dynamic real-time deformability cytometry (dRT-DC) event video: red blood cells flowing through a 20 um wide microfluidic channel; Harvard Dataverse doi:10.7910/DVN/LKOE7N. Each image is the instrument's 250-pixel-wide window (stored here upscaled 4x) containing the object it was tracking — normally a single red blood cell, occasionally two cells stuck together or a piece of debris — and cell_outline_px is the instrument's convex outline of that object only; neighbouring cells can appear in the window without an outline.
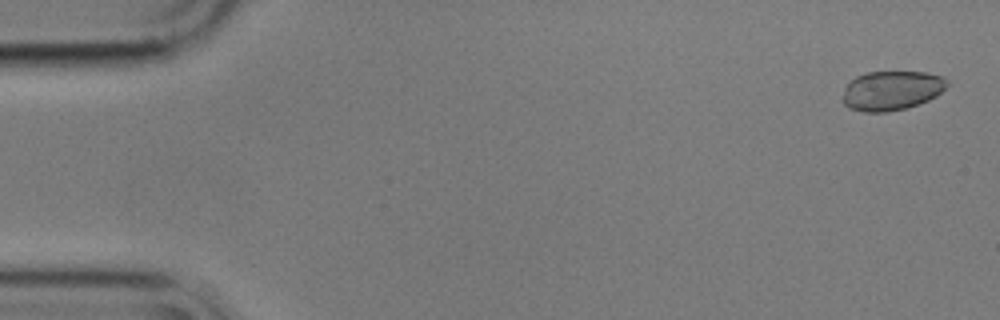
{"species": "common noctule bat (a hibernating species)", "species_latin": "Nyctalus noctula", "temperature_condition": "cold", "stored_images_in_passage": 56, "camera_frame_rate_fps": 3000, "um_per_image_px": 0.085, "animal": {"sex": "male", "body_mass_g": 17.9}, "frame": {"image": 1, "passage_image": 2, "time_ms": 0.333, "image_size_px": [1000, 320], "cell_outline_px": [[948, 84], [936, 96], [928, 100], [904, 108], [888, 112], [864, 112], [848, 108], [844, 104], [844, 88], [856, 76], [868, 72], [924, 72], [944, 76], [948, 80]], "centroid_in_image_um": [75.79, 7.69], "position_along_channel_um": 9.2, "area_um2": 23.81}}
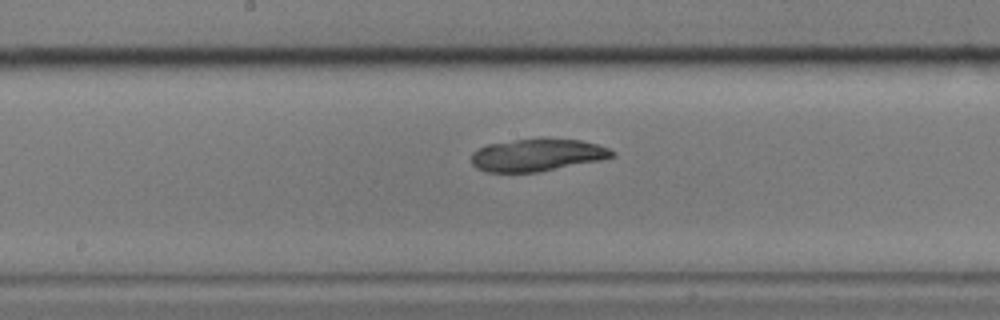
{"frame": {"image": 2, "passage_image": 29, "time_ms": 9.333, "image_size_px": [1000, 320], "cell_outline_px": [[616, 156], [600, 160], [540, 172], [488, 172], [476, 168], [472, 164], [472, 152], [488, 144], [540, 136], [544, 136], [580, 140], [596, 144], [608, 148], [616, 152]], "centroid_in_image_um": [45.69, 13.15], "position_along_channel_um": 202.5, "area_um2": 27.11}}
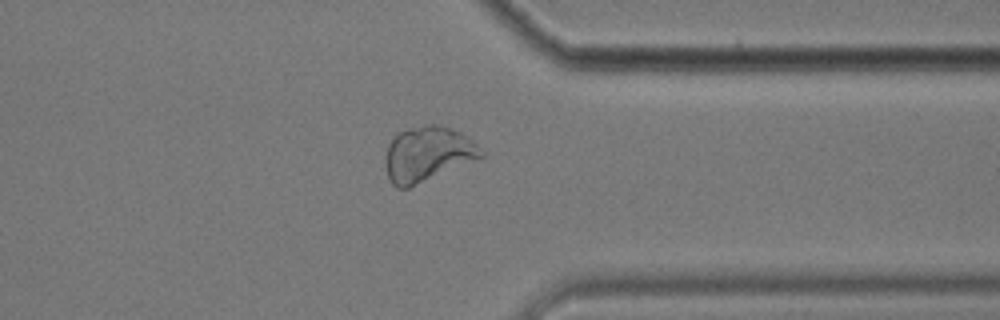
{"frame": {"image": 3, "passage_image": 44, "time_ms": 14.333, "image_size_px": [1000, 320], "cell_outline_px": [[484, 156], [408, 188], [396, 188], [388, 180], [384, 164], [384, 156], [388, 144], [400, 132], [408, 128], [424, 124], [436, 124], [452, 128], [468, 136], [484, 152]], "centroid_in_image_um": [36.31, 13.09], "position_along_channel_um": 375.1, "area_um2": 30.75}}